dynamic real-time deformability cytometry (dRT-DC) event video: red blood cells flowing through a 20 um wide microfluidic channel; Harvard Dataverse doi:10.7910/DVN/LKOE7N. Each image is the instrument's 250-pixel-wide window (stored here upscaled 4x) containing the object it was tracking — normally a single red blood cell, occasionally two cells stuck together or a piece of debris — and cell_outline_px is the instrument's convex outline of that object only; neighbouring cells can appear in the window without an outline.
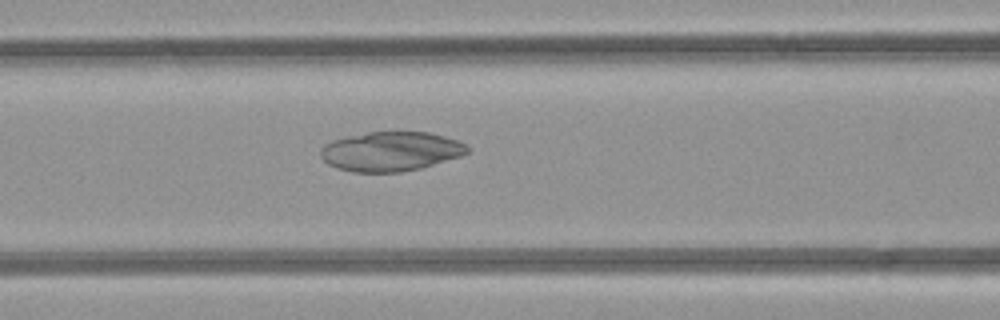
{"species": "common noctule bat (a hibernating species)", "species_latin": "Nyctalus noctula", "temperature_condition": "room temperature", "stored_images_in_passage": 4, "camera_frame_rate_fps": 3000, "um_per_image_px": 0.085, "animal": {"sex": "female", "body_mass_g": 21.9}, "frame": {"image": 1, "passage_image": 4, "time_ms": 3.667, "image_size_px": [1000, 320], "cell_outline_px": [[468, 152], [460, 156], [420, 168], [400, 172], [352, 172], [336, 168], [328, 164], [320, 156], [320, 152], [324, 144], [332, 140], [348, 136], [368, 132], [428, 132], [444, 136], [456, 140], [464, 144], [468, 148]], "centroid_in_image_um": [33.17, 12.87], "position_along_channel_um": 133.4, "area_um2": 33.52}}